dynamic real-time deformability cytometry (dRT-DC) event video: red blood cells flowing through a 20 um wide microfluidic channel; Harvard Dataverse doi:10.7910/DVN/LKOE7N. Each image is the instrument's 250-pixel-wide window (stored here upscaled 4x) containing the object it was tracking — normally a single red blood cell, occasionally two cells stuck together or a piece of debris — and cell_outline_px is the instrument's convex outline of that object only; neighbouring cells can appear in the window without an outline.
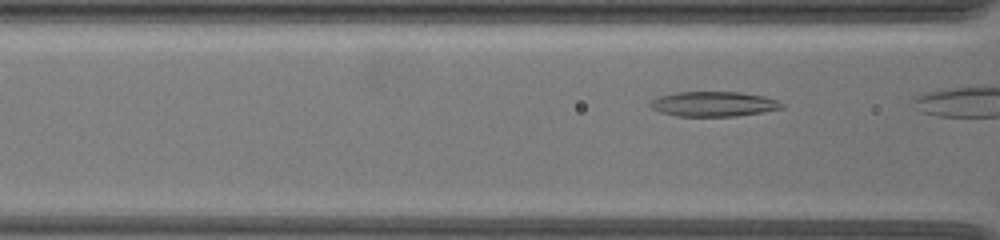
{"species": "common noctule bat (a hibernating species)", "species_latin": "Nyctalus noctula", "temperature_condition": "warm", "stored_images_in_passage": 18, "camera_frame_rate_fps": 3000, "um_per_image_px": 0.085, "animal": {"sex": "female", "body_mass_g": 19.5, "forearm_length_mm": 54.1}, "frame": {"image": 1, "passage_image": 16, "time_ms": 5.0, "image_size_px": [1000, 240], "cell_outline_px": [[784, 108], [736, 116], [676, 116], [660, 112], [652, 108], [648, 104], [656, 96], [676, 92], [740, 92], [764, 96], [776, 100], [784, 104]], "centroid_in_image_um": [60.62, 8.83], "position_along_channel_um": 106.0, "area_um2": 19.13}}